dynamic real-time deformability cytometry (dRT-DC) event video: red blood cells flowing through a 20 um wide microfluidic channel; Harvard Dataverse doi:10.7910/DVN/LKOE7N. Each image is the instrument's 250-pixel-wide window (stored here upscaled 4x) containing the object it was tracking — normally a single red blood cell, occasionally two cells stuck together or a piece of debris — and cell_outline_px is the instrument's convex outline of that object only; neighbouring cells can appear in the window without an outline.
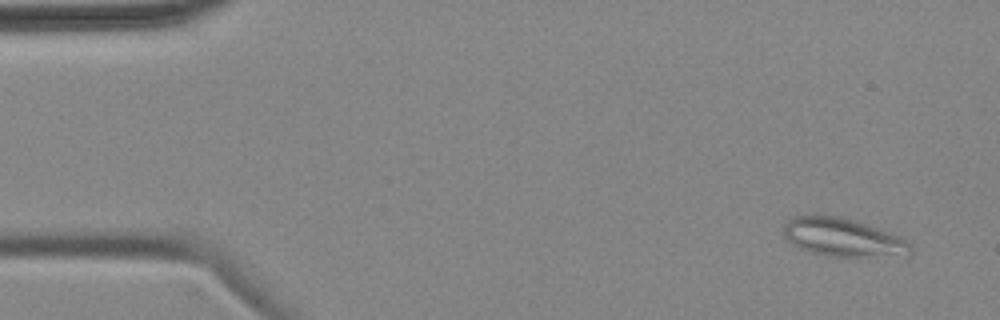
{"species": "common noctule bat (a hibernating species)", "species_latin": "Nyctalus noctula", "temperature_condition": "cold", "stored_images_in_passage": 6, "camera_frame_rate_fps": 3000, "um_per_image_px": 0.085, "animal": {"sex": "female", "body_mass_g": 18.4}, "frame": {"image": 1, "passage_image": 1, "time_ms": 0.0, "image_size_px": [1000, 320], "cell_outline_px": [[912, 252], [864, 256], [828, 256], [808, 252], [792, 244], [784, 236], [784, 224], [792, 216], [816, 212], [840, 216], [900, 236], [912, 248]], "centroid_in_image_um": [71.47, 20.12], "position_along_channel_um": 13.5, "area_um2": 28.03}}